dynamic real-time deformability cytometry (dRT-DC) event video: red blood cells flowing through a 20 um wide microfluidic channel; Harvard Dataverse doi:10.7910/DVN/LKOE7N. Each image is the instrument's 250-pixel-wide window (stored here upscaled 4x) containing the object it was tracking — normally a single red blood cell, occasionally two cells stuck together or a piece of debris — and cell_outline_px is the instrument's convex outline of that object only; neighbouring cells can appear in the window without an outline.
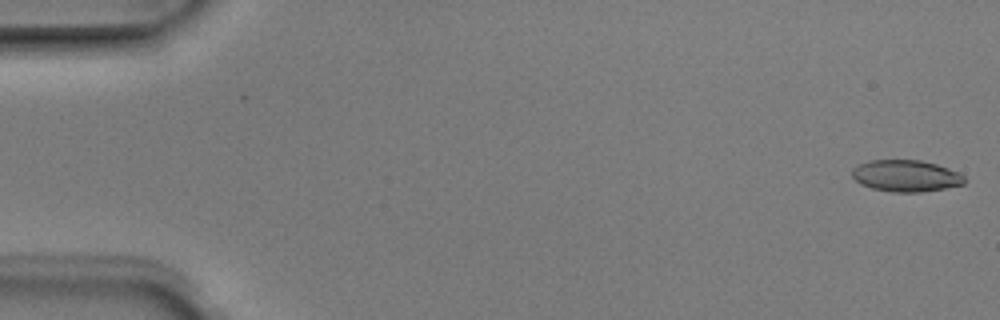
{"species": "Egyptian fruit bat (a non-hibernating species)", "species_latin": "Rousettus aegyptiacus", "temperature_condition": "room temperature", "stored_images_in_passage": 5, "camera_frame_rate_fps": 3000, "um_per_image_px": 0.085, "animal": {"sex": "male"}, "frame": {"image": 1, "passage_image": 1, "time_ms": 0.0, "image_size_px": [1000, 320], "cell_outline_px": [[964, 184], [944, 188], [920, 192], [892, 192], [872, 188], [860, 184], [852, 176], [852, 168], [868, 160], [920, 160], [936, 164], [960, 172], [964, 176]], "centroid_in_image_um": [76.99, 14.94], "position_along_channel_um": 8.0, "area_um2": 20.69}}